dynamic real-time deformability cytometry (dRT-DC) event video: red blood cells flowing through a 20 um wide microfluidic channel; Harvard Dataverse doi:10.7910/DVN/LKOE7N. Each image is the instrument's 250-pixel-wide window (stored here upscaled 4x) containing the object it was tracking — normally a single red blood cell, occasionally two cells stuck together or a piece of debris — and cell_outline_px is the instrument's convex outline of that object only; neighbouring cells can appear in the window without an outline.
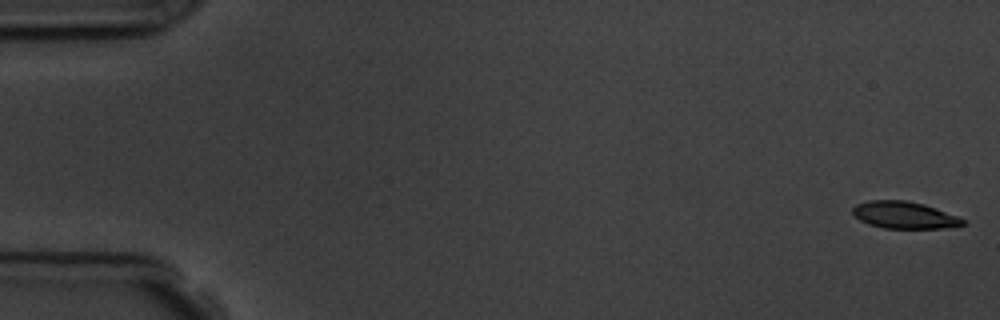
{"species": "common noctule bat (a hibernating species)", "species_latin": "Nyctalus noctula", "temperature_condition": "room temperature", "stored_images_in_passage": 6, "camera_frame_rate_fps": 3000, "um_per_image_px": 0.085, "animal": {"sex": "male", "body_mass_g": 19.5, "forearm_length_mm": 54.6}, "frame": {"image": 1, "passage_image": 6, "time_ms": 6.333, "image_size_px": [1000, 320], "cell_outline_px": [[968, 224], [944, 228], [884, 228], [868, 224], [860, 220], [852, 212], [852, 208], [856, 204], [868, 200], [904, 200], [924, 204], [936, 208], [968, 220]], "centroid_in_image_um": [76.9, 18.28], "position_along_channel_um": 8.1, "area_um2": 17.46}}